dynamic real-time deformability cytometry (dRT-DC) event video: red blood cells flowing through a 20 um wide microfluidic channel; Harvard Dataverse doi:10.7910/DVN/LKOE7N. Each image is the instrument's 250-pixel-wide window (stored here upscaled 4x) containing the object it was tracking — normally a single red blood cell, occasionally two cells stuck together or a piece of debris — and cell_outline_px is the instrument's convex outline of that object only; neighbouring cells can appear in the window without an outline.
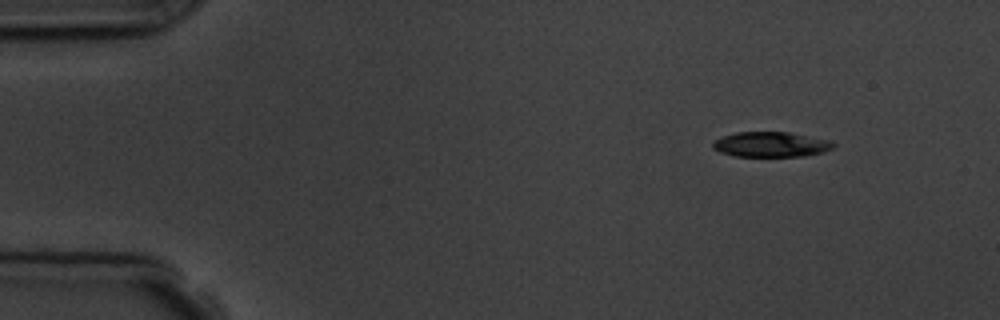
{"species": "common noctule bat (a hibernating species)", "species_latin": "Nyctalus noctula", "temperature_condition": "room temperature", "stored_images_in_passage": 4, "camera_frame_rate_fps": 3000, "um_per_image_px": 0.085, "animal": {"sex": "male", "body_mass_g": 19.5, "forearm_length_mm": 54.6}, "frame": {"image": 1, "passage_image": 1, "time_ms": 0.0, "image_size_px": [1000, 320], "cell_outline_px": [[836, 144], [832, 148], [824, 152], [804, 156], [732, 156], [720, 152], [712, 148], [712, 140], [736, 132], [788, 132], [828, 140]], "centroid_in_image_um": [65.49, 12.28], "position_along_channel_um": 19.5, "area_um2": 17.63}}
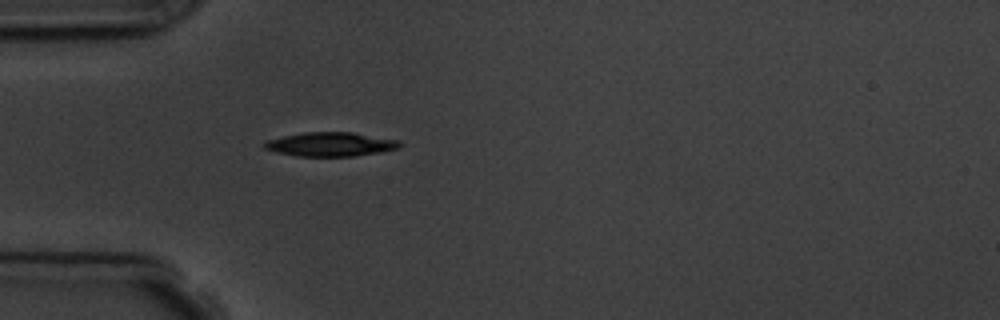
{"frame": {"image": 2, "passage_image": 4, "time_ms": 3.333, "image_size_px": [1000, 320], "cell_outline_px": [[404, 144], [400, 148], [380, 152], [352, 156], [296, 156], [276, 152], [264, 148], [260, 144], [268, 140], [284, 136], [304, 132], [352, 132], [400, 140]], "centroid_in_image_um": [28.12, 12.26], "position_along_channel_um": 56.9, "area_um2": 19.07}}